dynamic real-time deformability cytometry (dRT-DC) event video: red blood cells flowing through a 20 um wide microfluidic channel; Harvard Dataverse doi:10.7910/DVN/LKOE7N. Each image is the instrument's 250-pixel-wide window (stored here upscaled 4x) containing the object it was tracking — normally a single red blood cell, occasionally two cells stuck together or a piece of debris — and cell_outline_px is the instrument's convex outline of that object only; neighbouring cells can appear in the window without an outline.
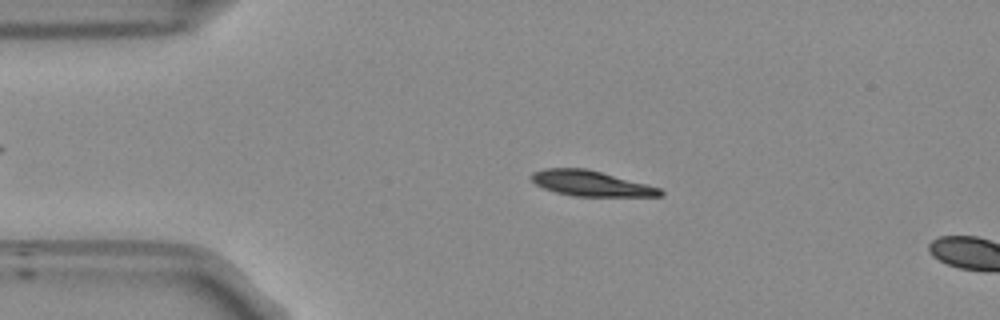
{"species": "Egyptian fruit bat (a non-hibernating species)", "species_latin": "Rousettus aegyptiacus", "temperature_condition": "room temperature", "stored_images_in_passage": 10, "camera_frame_rate_fps": 3000, "um_per_image_px": 0.085, "frame": {"image": 1, "passage_image": 7, "time_ms": 2.0, "image_size_px": [1000, 320], "cell_outline_px": [[664, 192], [660, 196], [572, 196], [556, 192], [544, 188], [536, 184], [528, 176], [532, 172], [544, 168], [588, 168], [660, 188]], "centroid_in_image_um": [50.18, 15.58], "position_along_channel_um": 34.8, "area_um2": 19.02}}